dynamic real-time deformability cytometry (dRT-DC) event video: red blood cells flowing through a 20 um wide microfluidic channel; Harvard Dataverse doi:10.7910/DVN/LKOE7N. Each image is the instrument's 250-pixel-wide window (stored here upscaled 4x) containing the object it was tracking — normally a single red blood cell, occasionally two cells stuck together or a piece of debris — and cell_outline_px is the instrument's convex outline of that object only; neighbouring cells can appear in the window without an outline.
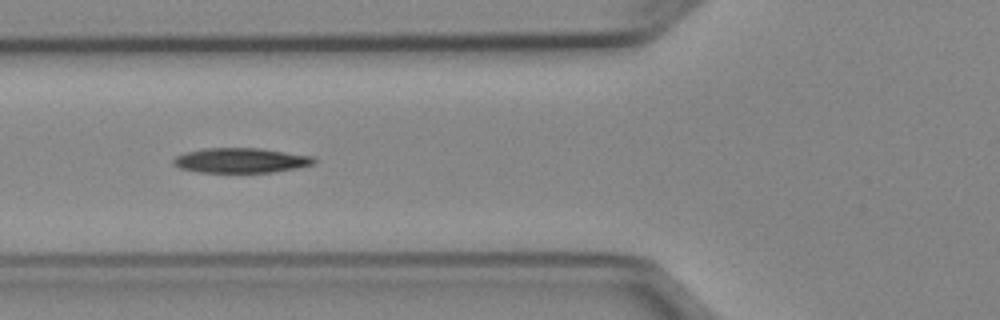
{"species": "Egyptian fruit bat (a non-hibernating species)", "species_latin": "Rousettus aegyptiacus", "temperature_condition": "cold", "stored_images_in_passage": 38, "camera_frame_rate_fps": 3000, "um_per_image_px": 0.085, "animal": {"sex": "female"}, "frame": {"image": 1, "passage_image": 12, "time_ms": 3.667, "image_size_px": [1000, 320], "cell_outline_px": [[316, 164], [296, 168], [272, 172], [200, 172], [180, 168], [172, 164], [172, 160], [176, 156], [184, 152], [204, 148], [260, 148], [312, 156], [316, 160]], "centroid_in_image_um": [20.46, 13.63], "position_along_channel_um": 105.3, "area_um2": 20.4}, "authors_computed_cell_mechanics": {"area_um2": 19.8543, "velocity_mm_per_s": 3.9466, "shape_relaxation_time_tau1_ms": 6.8991, "shape_relaxation_time_tau2_ms": null, "deformation_change_tau1": 0.1548, "deformation_change_tau2": null}}